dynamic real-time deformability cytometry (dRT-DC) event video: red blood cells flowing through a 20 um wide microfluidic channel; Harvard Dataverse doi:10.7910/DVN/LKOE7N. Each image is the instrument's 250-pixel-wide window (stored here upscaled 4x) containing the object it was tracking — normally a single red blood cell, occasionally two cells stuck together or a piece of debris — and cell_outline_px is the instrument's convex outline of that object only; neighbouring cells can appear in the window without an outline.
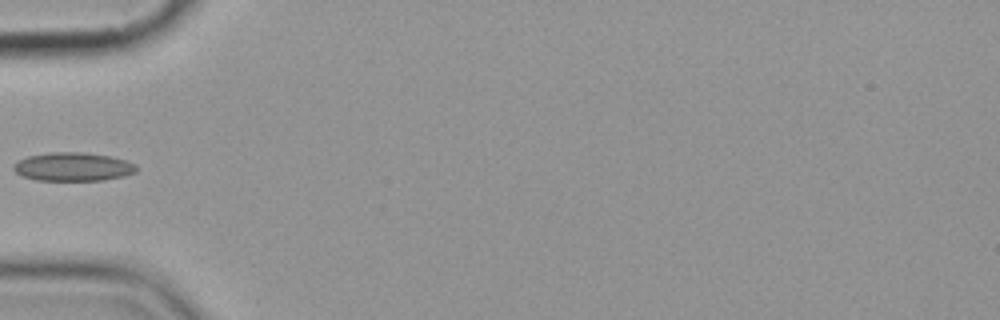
{"species": "common noctule bat (a hibernating species)", "species_latin": "Nyctalus noctula", "temperature_condition": "cold", "stored_images_in_passage": 5, "camera_frame_rate_fps": 3000, "um_per_image_px": 0.085, "animal": {"sex": "female", "body_mass_g": 19.9}, "frame": {"image": 1, "passage_image": 5, "time_ms": 4.333, "image_size_px": [1000, 320], "cell_outline_px": [[136, 172], [124, 176], [104, 180], [36, 180], [24, 176], [16, 172], [12, 168], [20, 160], [28, 156], [52, 152], [84, 152], [108, 156], [124, 160], [136, 164]], "centroid_in_image_um": [6.23, 14.17], "position_along_channel_um": 78.8, "area_um2": 20.17}}